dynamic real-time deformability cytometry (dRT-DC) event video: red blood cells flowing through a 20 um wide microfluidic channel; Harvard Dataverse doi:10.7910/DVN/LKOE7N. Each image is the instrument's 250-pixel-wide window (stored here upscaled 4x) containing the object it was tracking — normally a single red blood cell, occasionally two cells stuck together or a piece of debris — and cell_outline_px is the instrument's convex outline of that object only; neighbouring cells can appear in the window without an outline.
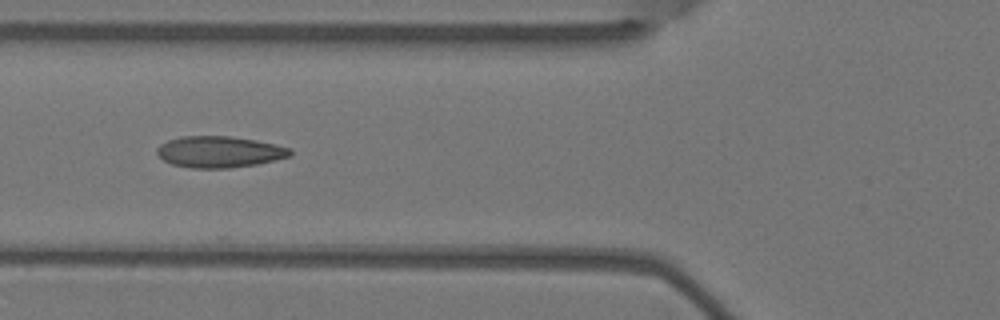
{"species": "Egyptian fruit bat (a non-hibernating species)", "species_latin": "Rousettus aegyptiacus", "temperature_condition": "warm", "stored_images_in_passage": 7, "camera_frame_rate_fps": 3000, "um_per_image_px": 0.085, "animal": {"sex": "female"}, "frame": {"image": 1, "passage_image": 6, "time_ms": 1.667, "image_size_px": [1000, 320], "cell_outline_px": [[292, 156], [276, 160], [256, 164], [228, 168], [192, 168], [172, 164], [164, 160], [156, 152], [156, 148], [160, 144], [168, 140], [180, 136], [228, 136], [256, 140], [276, 144], [292, 148]], "centroid_in_image_um": [18.67, 12.9], "position_along_channel_um": 107.1, "area_um2": 24.45}}
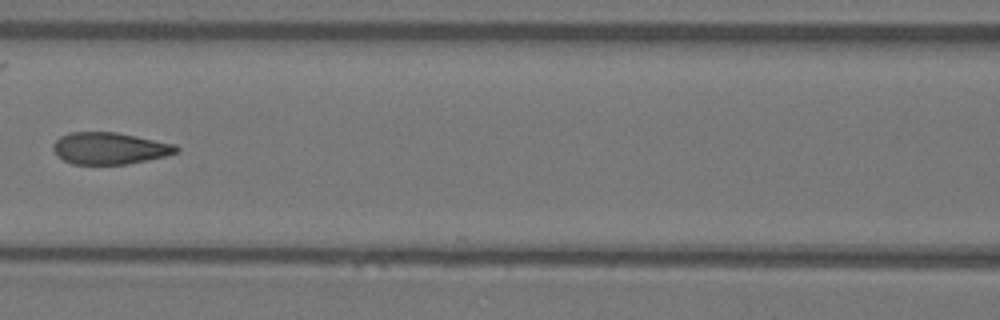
{"frame": {"image": 2, "passage_image": 7, "time_ms": 2.0, "image_size_px": [1000, 320], "cell_outline_px": [[180, 152], [164, 156], [128, 164], [72, 164], [64, 160], [52, 148], [52, 144], [60, 136], [68, 132], [116, 132], [176, 144], [180, 148]], "centroid_in_image_um": [9.34, 12.6], "position_along_channel_um": 157.3, "area_um2": 22.83}}